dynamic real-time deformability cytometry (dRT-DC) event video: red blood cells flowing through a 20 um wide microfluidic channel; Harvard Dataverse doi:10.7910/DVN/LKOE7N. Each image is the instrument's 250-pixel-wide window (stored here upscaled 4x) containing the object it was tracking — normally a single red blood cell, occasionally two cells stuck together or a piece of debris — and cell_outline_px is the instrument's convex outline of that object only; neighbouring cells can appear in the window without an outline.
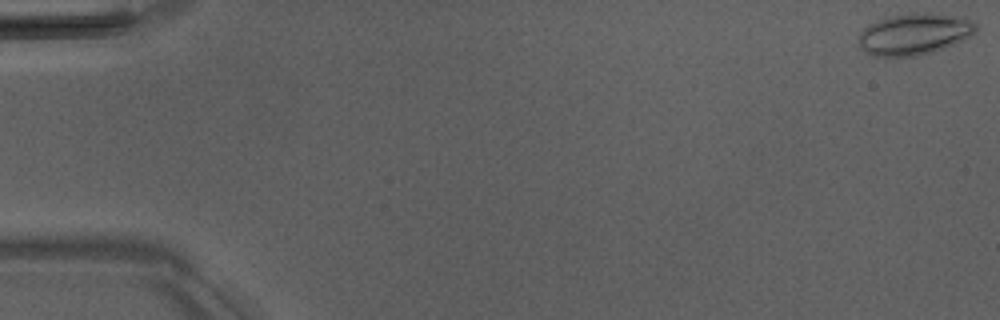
{"species": "Egyptian fruit bat (a non-hibernating species)", "species_latin": "Rousettus aegyptiacus", "temperature_condition": "room temperature", "stored_images_in_passage": 6, "camera_frame_rate_fps": 3000, "um_per_image_px": 0.085, "animal": {"sex": "male"}, "frame": {"image": 1, "passage_image": 1, "time_ms": 0.0, "image_size_px": [1000, 320], "cell_outline_px": [[980, 28], [972, 36], [944, 48], [932, 52], [916, 56], [872, 56], [864, 52], [860, 48], [856, 40], [860, 32], [868, 24], [892, 16], [912, 12], [928, 12], [964, 16], [972, 20]], "centroid_in_image_um": [77.74, 2.88], "position_along_channel_um": 7.3, "area_um2": 28.96}}